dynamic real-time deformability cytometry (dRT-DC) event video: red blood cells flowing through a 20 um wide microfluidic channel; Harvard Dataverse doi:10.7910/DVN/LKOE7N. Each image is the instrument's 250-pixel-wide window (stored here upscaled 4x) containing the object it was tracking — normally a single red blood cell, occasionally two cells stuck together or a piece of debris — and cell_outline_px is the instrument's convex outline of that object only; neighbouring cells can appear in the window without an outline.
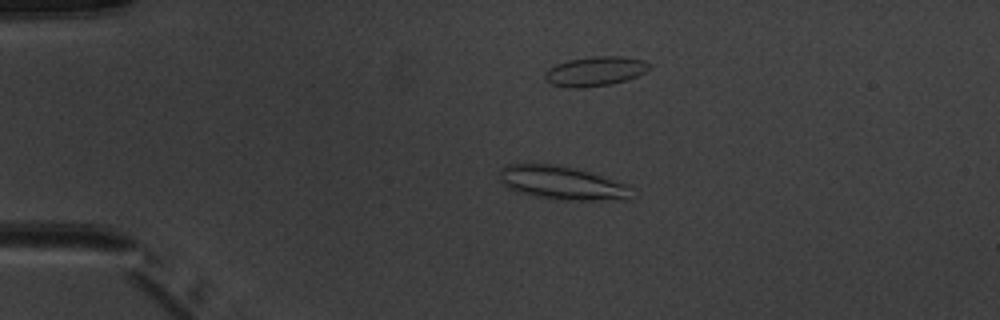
{"species": "common noctule bat (a hibernating species)", "species_latin": "Nyctalus noctula", "temperature_condition": "warm", "stored_images_in_passage": 5, "camera_frame_rate_fps": 3000, "um_per_image_px": 0.085, "animal": {"sex": "male", "body_mass_g": 20.1, "forearm_length_mm": 53.5}, "frame": {"image": 1, "passage_image": 3, "time_ms": 2.0, "image_size_px": [1000, 320], "cell_outline_px": [[632, 200], [556, 200], [516, 192], [508, 188], [500, 180], [500, 168], [508, 164], [568, 164], [628, 184]], "centroid_in_image_um": [47.8, 15.53], "position_along_channel_um": 37.2, "area_um2": 26.41}}